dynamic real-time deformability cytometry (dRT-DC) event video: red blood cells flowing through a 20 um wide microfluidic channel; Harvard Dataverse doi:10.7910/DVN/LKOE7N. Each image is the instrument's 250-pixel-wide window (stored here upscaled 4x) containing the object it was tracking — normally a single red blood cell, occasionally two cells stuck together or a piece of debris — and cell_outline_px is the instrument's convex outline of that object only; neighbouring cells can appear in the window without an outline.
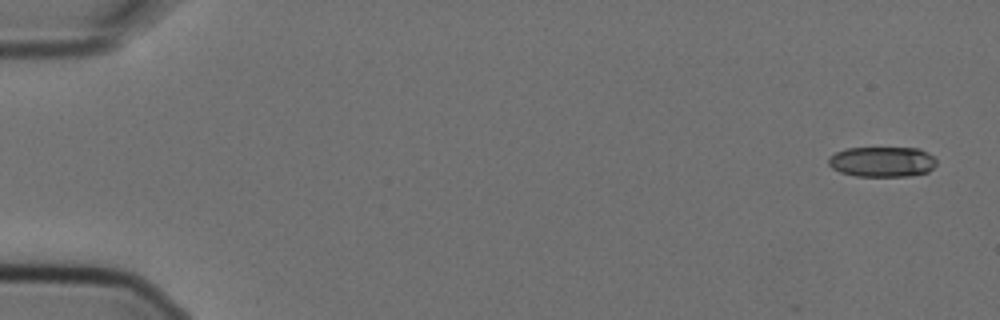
{"species": "Egyptian fruit bat (a non-hibernating species)", "species_latin": "Rousettus aegyptiacus", "temperature_condition": "cold", "stored_images_in_passage": 5, "camera_frame_rate_fps": 3000, "um_per_image_px": 0.085, "animal": {"sex": "female"}, "frame": {"image": 1, "passage_image": 1, "time_ms": 0.0, "image_size_px": [1000, 320], "cell_outline_px": [[936, 164], [928, 172], [908, 176], [856, 176], [840, 172], [832, 168], [828, 164], [828, 156], [836, 152], [848, 148], [920, 148], [928, 152], [936, 160]], "centroid_in_image_um": [74.98, 13.75], "position_along_channel_um": 10.0, "area_um2": 19.13}}
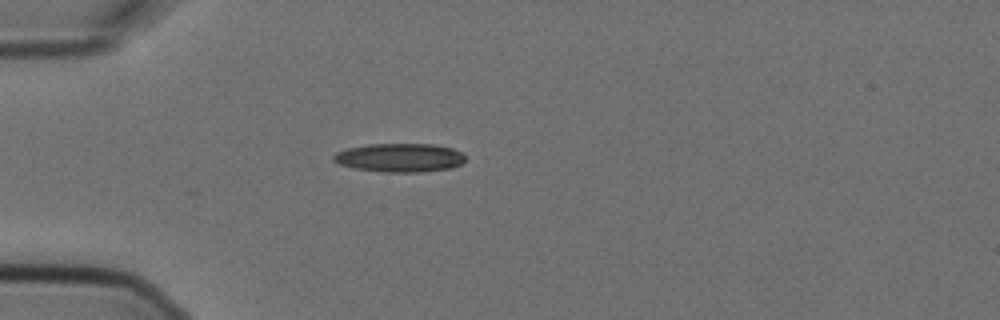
{"frame": {"image": 2, "passage_image": 4, "time_ms": 1.0, "image_size_px": [1000, 320], "cell_outline_px": [[464, 160], [460, 164], [452, 168], [420, 172], [384, 172], [352, 168], [340, 164], [332, 160], [332, 156], [336, 152], [348, 148], [368, 144], [432, 144], [452, 148], [460, 152], [464, 156]], "centroid_in_image_um": [33.94, 13.4], "position_along_channel_um": 51.1, "area_um2": 22.02}}